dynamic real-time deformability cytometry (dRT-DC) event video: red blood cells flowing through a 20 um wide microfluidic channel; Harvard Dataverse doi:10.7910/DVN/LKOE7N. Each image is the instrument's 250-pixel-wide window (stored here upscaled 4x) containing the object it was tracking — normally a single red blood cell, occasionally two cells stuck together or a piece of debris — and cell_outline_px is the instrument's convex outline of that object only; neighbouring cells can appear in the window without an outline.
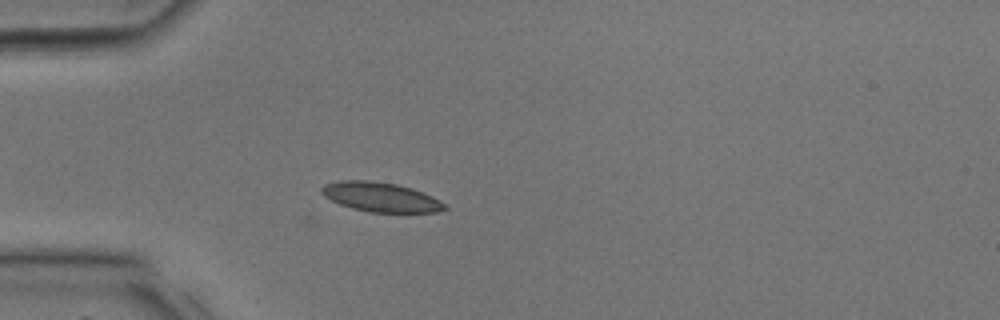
{"species": "common noctule bat (a hibernating species)", "species_latin": "Nyctalus noctula", "temperature_condition": "room temperature", "stored_images_in_passage": 17, "camera_frame_rate_fps": 3000, "um_per_image_px": 0.085, "animal": {"sex": "male", "body_mass_g": 17.9, "forearm_length_mm": 54.2}, "frame": {"image": 1, "passage_image": 1, "time_ms": 0.0, "image_size_px": [1000, 320], "cell_outline_px": [[448, 208], [436, 212], [368, 212], [352, 208], [340, 204], [324, 196], [320, 192], [320, 188], [324, 184], [340, 180], [368, 180], [396, 184], [412, 188], [432, 196], [440, 200]], "centroid_in_image_um": [32.33, 16.74], "position_along_channel_um": 52.7, "area_um2": 21.1}}
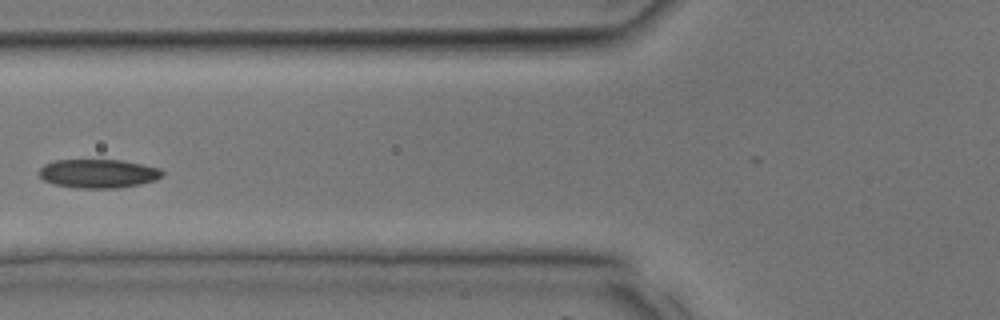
{"frame": {"image": 2, "passage_image": 5, "time_ms": 1.333, "image_size_px": [1000, 320], "cell_outline_px": [[164, 176], [156, 180], [140, 184], [116, 188], [76, 188], [56, 184], [44, 180], [40, 176], [40, 168], [44, 164], [56, 160], [124, 160], [160, 168], [164, 172]], "centroid_in_image_um": [8.4, 14.75], "position_along_channel_um": 117.4, "area_um2": 20.69}}
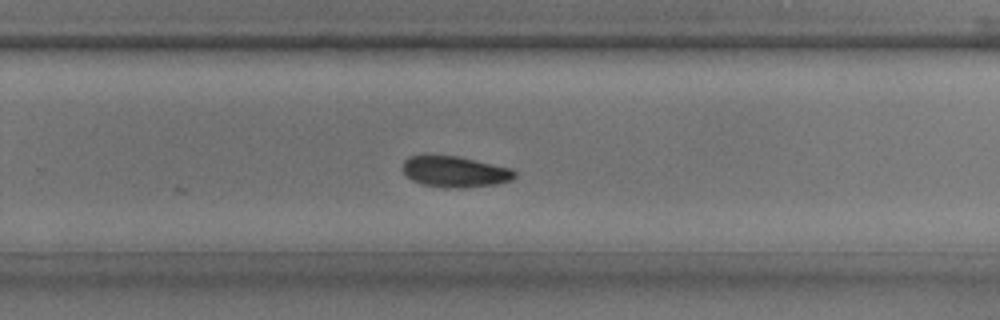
{"frame": {"image": 3, "passage_image": 14, "time_ms": 4.333, "image_size_px": [1000, 320], "cell_outline_px": [[516, 176], [512, 180], [496, 184], [456, 188], [444, 188], [420, 184], [412, 180], [400, 168], [404, 160], [408, 156], [456, 156], [512, 168], [516, 172]], "centroid_in_image_um": [38.65, 14.6], "position_along_channel_um": 291.1, "area_um2": 20.23}}